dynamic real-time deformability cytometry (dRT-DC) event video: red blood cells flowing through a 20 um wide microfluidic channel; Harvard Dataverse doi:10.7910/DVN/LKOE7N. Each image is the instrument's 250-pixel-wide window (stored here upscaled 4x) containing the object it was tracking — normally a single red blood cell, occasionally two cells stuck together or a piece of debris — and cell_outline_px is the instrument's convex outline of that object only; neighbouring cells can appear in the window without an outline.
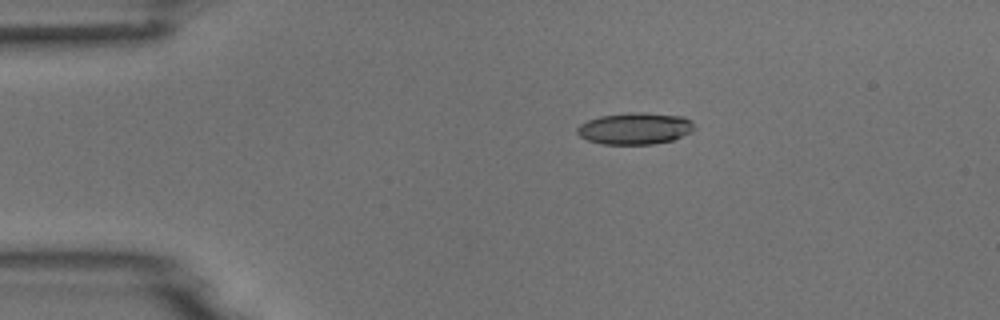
{"species": "common noctule bat (a hibernating species)", "species_latin": "Nyctalus noctula", "temperature_condition": "room temperature", "stored_images_in_passage": 5, "camera_frame_rate_fps": 3000, "um_per_image_px": 0.085, "animal": {"sex": "male", "body_mass_g": 18.8}, "frame": {"image": 1, "passage_image": 2, "time_ms": 2.0, "image_size_px": [1000, 320], "cell_outline_px": [[696, 128], [692, 132], [672, 140], [652, 144], [600, 144], [588, 140], [580, 136], [576, 132], [576, 128], [580, 124], [588, 120], [600, 116], [628, 112], [644, 112], [684, 116], [692, 120]], "centroid_in_image_um": [54.0, 10.91], "position_along_channel_um": 31.0, "area_um2": 21.91}}
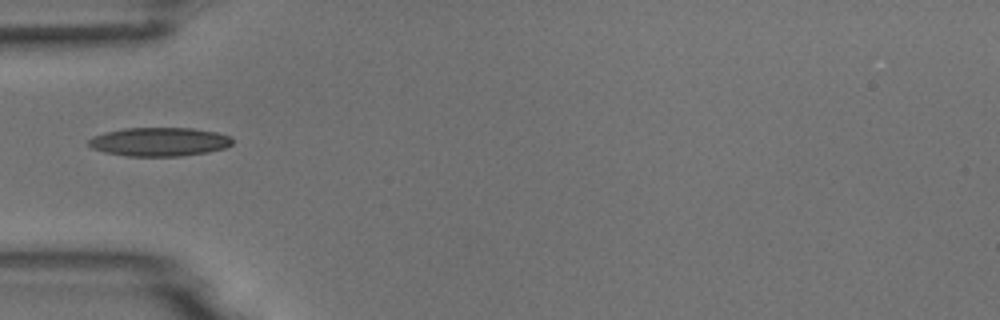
{"frame": {"image": 2, "passage_image": 4, "time_ms": 4.333, "image_size_px": [1000, 320], "cell_outline_px": [[232, 144], [224, 148], [208, 152], [180, 156], [128, 156], [104, 152], [92, 148], [88, 144], [88, 140], [92, 136], [104, 132], [124, 128], [192, 128], [216, 132], [232, 136]], "centroid_in_image_um": [13.53, 12.05], "position_along_channel_um": 71.5, "area_um2": 24.16}}